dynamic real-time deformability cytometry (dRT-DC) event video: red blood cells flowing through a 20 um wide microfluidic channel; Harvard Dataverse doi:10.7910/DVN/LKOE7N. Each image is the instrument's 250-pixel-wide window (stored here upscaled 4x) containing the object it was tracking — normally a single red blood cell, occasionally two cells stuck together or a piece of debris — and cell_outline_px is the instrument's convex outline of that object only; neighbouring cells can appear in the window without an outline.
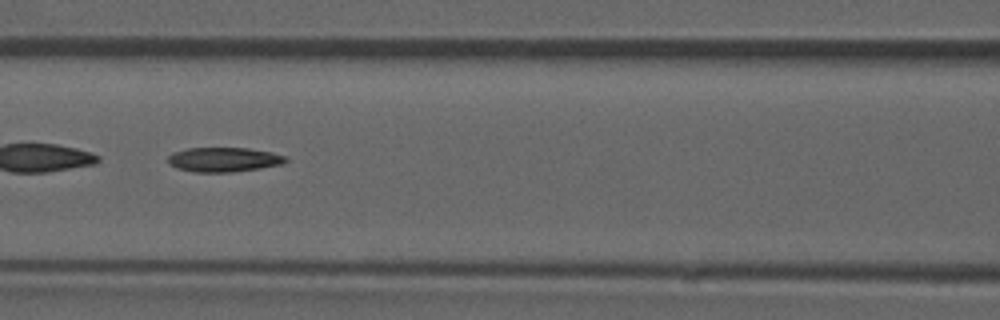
{"species": "common noctule bat (a hibernating species)", "species_latin": "Nyctalus noctula", "temperature_condition": "room temperature", "stored_images_in_passage": 52, "camera_frame_rate_fps": 3000, "um_per_image_px": 0.085, "animal": {"sex": "male", "forearm_length_mm": 52.5}, "frame": {"image": 1, "passage_image": 23, "time_ms": 7.333, "image_size_px": [1000, 320], "cell_outline_px": [[288, 160], [284, 164], [260, 168], [232, 172], [196, 172], [176, 168], [168, 164], [168, 156], [172, 152], [188, 148], [248, 148], [272, 152], [288, 156]], "centroid_in_image_um": [19.04, 13.56], "position_along_channel_um": 147.6, "area_um2": 16.99}}